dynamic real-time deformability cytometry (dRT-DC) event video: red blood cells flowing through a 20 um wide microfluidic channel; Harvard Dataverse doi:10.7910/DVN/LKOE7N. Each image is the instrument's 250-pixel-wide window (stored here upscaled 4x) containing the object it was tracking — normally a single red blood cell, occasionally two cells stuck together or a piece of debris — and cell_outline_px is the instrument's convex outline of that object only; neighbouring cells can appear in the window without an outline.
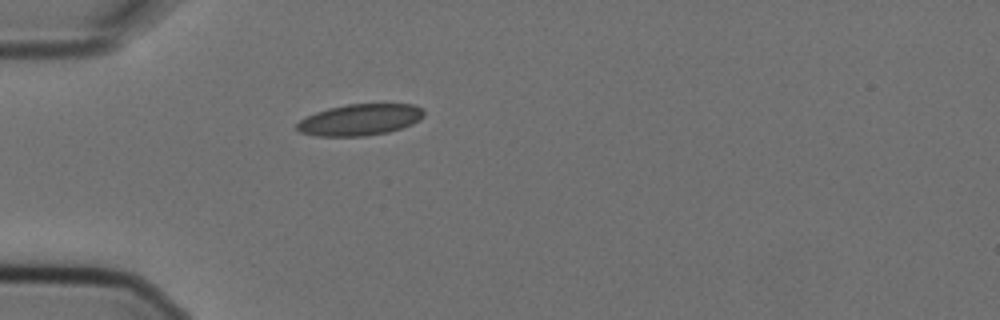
{"species": "Egyptian fruit bat (a non-hibernating species)", "species_latin": "Rousettus aegyptiacus", "temperature_condition": "cold", "stored_images_in_passage": 1, "camera_frame_rate_fps": 3000, "um_per_image_px": 0.085, "animal": {"sex": "female"}, "frame": {"image": 1, "passage_image": 1, "time_ms": 0.0, "image_size_px": [1000, 320], "cell_outline_px": [[424, 116], [420, 120], [412, 124], [388, 132], [364, 136], [316, 136], [300, 132], [296, 128], [296, 124], [300, 120], [316, 112], [328, 108], [348, 104], [412, 104], [424, 108]], "centroid_in_image_um": [30.61, 10.17], "position_along_channel_um": 54.4, "area_um2": 23.24}}